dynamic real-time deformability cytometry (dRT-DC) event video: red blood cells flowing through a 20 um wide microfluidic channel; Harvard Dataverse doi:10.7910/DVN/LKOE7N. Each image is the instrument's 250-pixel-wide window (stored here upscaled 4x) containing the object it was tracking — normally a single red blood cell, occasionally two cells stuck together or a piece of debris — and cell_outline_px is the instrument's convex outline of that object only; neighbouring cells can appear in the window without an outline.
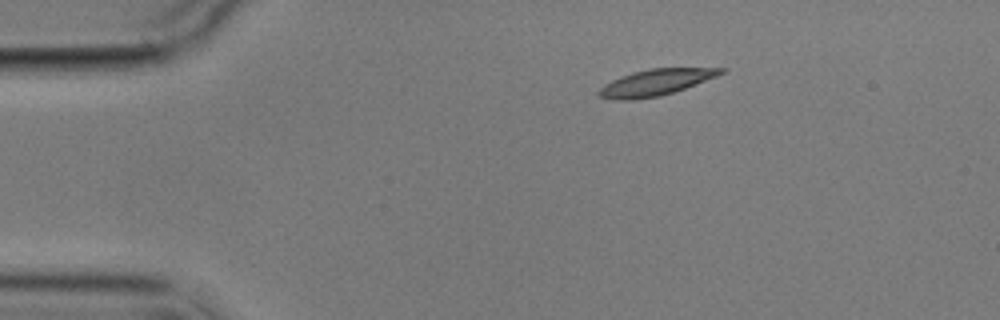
{"species": "common noctule bat (a hibernating species)", "species_latin": "Nyctalus noctula", "temperature_condition": "cold", "stored_images_in_passage": 3, "camera_frame_rate_fps": 3000, "um_per_image_px": 0.085, "animal": {"sex": "male", "body_mass_g": 17.9}, "frame": {"image": 1, "passage_image": 1, "time_ms": 0.0, "image_size_px": [1000, 320], "cell_outline_px": [[728, 68], [724, 72], [716, 76], [684, 88], [660, 96], [632, 100], [616, 100], [596, 96], [596, 92], [604, 84], [620, 76], [632, 72], [648, 68]], "centroid_in_image_um": [55.65, 7.01], "position_along_channel_um": 29.4, "area_um2": 18.61}}